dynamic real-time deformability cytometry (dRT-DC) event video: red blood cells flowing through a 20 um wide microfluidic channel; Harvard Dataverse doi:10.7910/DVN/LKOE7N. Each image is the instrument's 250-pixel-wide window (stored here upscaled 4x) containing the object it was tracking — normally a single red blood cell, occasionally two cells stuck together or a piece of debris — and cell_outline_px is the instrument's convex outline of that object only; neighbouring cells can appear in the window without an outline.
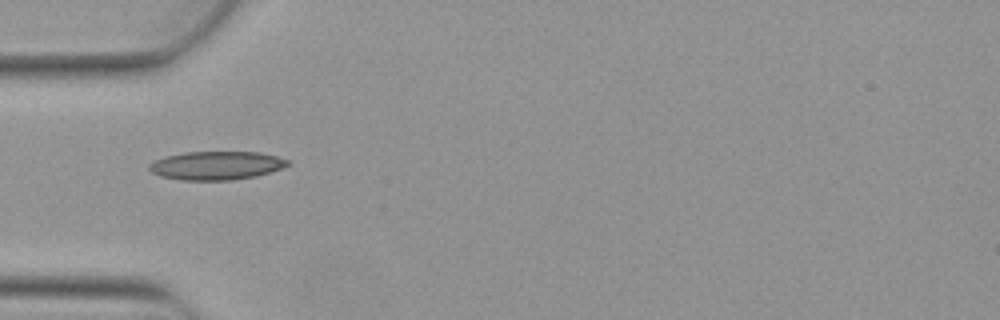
{"species": "Egyptian fruit bat (a non-hibernating species)", "species_latin": "Rousettus aegyptiacus", "temperature_condition": "warm", "stored_images_in_passage": 7, "camera_frame_rate_fps": 3000, "um_per_image_px": 0.085, "animal": {"sex": "female"}, "frame": {"image": 1, "passage_image": 5, "time_ms": 1.333, "image_size_px": [1000, 320], "cell_outline_px": [[288, 164], [284, 168], [256, 176], [232, 180], [180, 180], [160, 176], [152, 172], [148, 168], [148, 164], [164, 156], [184, 152], [260, 152], [276, 156], [288, 160]], "centroid_in_image_um": [18.37, 14.07], "position_along_channel_um": 66.6, "area_um2": 23.06}}
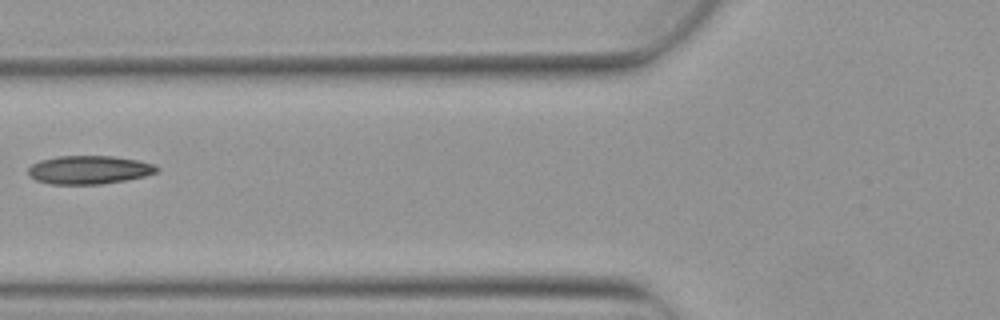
{"frame": {"image": 2, "passage_image": 6, "time_ms": 1.667, "image_size_px": [1000, 320], "cell_outline_px": [[160, 168], [156, 172], [144, 176], [128, 180], [100, 184], [48, 184], [36, 180], [28, 176], [28, 168], [32, 164], [40, 160], [56, 156], [112, 156], [140, 160], [156, 164]], "centroid_in_image_um": [7.58, 14.43], "position_along_channel_um": 118.2, "area_um2": 21.56}}
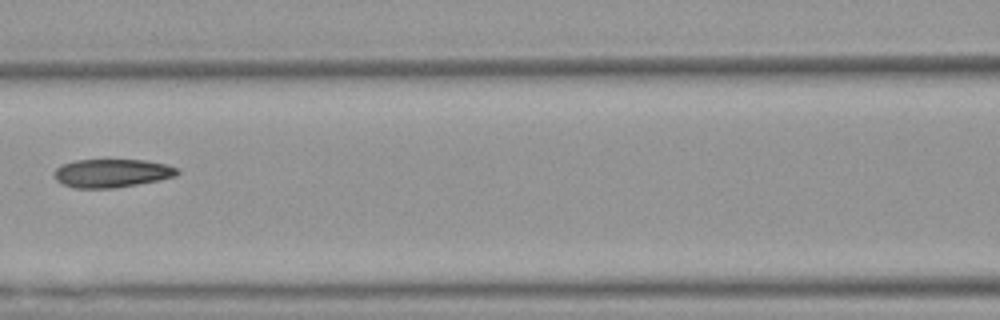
{"frame": {"image": 3, "passage_image": 7, "time_ms": 2.0, "image_size_px": [1000, 320], "cell_outline_px": [[180, 172], [176, 176], [160, 180], [112, 188], [72, 188], [60, 184], [56, 180], [56, 168], [60, 164], [76, 160], [144, 160], [168, 164], [180, 168]], "centroid_in_image_um": [9.53, 14.72], "position_along_channel_um": 157.1, "area_um2": 20.52}}